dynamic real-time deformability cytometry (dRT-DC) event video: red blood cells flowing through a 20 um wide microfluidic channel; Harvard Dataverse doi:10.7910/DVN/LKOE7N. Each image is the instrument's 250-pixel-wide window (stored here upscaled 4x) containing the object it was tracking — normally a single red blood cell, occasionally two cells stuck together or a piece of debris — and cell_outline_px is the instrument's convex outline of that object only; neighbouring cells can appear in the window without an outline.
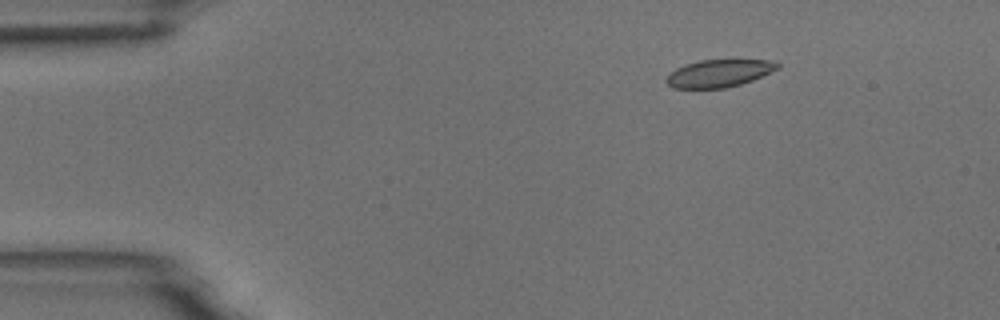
{"species": "common noctule bat (a hibernating species)", "species_latin": "Nyctalus noctula", "temperature_condition": "room temperature", "stored_images_in_passage": 7, "camera_frame_rate_fps": 3000, "um_per_image_px": 0.085, "animal": {"sex": "male", "body_mass_g": 18.8}, "frame": {"image": 1, "passage_image": 2, "time_ms": 1.333, "image_size_px": [1000, 320], "cell_outline_px": [[780, 68], [752, 80], [740, 84], [724, 88], [672, 88], [664, 80], [676, 68], [684, 64], [700, 60], [772, 60], [780, 64]], "centroid_in_image_um": [61.12, 6.22], "position_along_channel_um": 23.9, "area_um2": 17.74}}
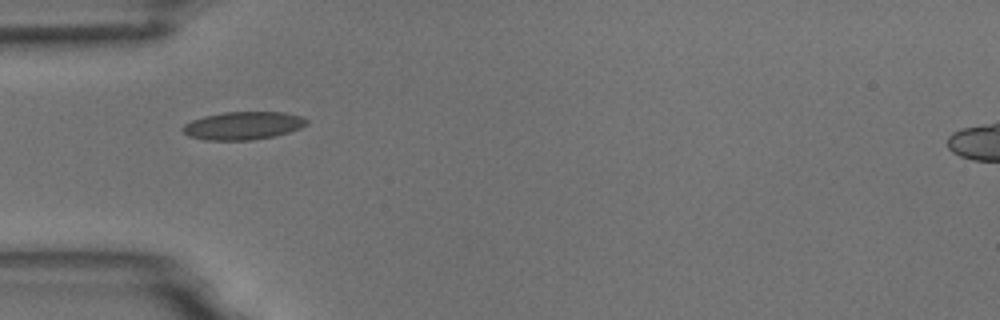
{"frame": {"image": 2, "passage_image": 4, "time_ms": 4.333, "image_size_px": [1000, 320], "cell_outline_px": [[308, 124], [300, 128], [288, 132], [272, 136], [252, 140], [204, 140], [188, 136], [180, 128], [184, 124], [192, 120], [204, 116], [224, 112], [284, 112], [300, 116], [308, 120]], "centroid_in_image_um": [20.63, 10.68], "position_along_channel_um": 64.4, "area_um2": 20.17}}